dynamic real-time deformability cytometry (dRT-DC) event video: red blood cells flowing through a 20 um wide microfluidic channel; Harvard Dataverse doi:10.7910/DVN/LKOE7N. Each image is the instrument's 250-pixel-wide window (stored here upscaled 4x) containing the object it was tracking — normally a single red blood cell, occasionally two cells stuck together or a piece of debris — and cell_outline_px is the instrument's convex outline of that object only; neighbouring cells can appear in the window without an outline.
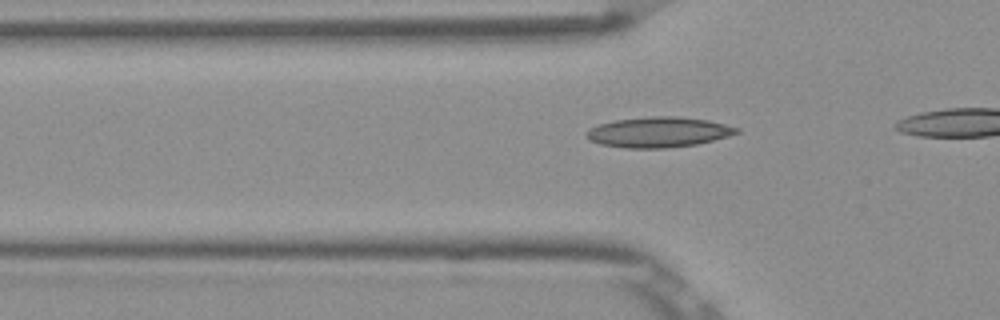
{"species": "Egyptian fruit bat (a non-hibernating species)", "species_latin": "Rousettus aegyptiacus", "temperature_condition": "room temperature", "stored_images_in_passage": 11, "camera_frame_rate_fps": 3000, "um_per_image_px": 0.085, "frame": {"image": 1, "passage_image": 5, "time_ms": 1.333, "image_size_px": [1000, 320], "cell_outline_px": [[740, 132], [728, 136], [696, 144], [668, 148], [624, 148], [600, 144], [592, 140], [584, 132], [588, 128], [612, 120], [652, 116], [676, 116], [708, 120], [740, 128]], "centroid_in_image_um": [55.96, 11.23], "position_along_channel_um": 69.8, "area_um2": 26.53}}
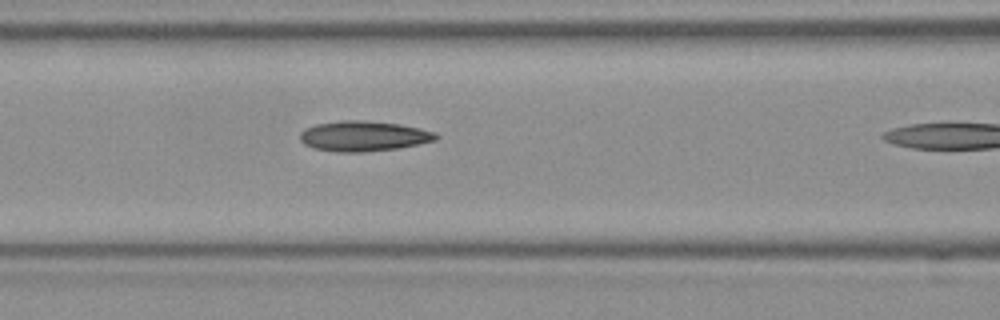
{"frame": {"image": 2, "passage_image": 10, "time_ms": 3.0, "image_size_px": [1000, 320], "cell_outline_px": [[440, 136], [436, 140], [420, 144], [396, 148], [364, 152], [336, 152], [312, 148], [304, 144], [300, 140], [300, 132], [304, 128], [316, 124], [340, 120], [364, 120], [400, 124], [420, 128], [436, 132]], "centroid_in_image_um": [30.9, 11.56], "position_along_channel_um": 135.7, "area_um2": 24.22}}